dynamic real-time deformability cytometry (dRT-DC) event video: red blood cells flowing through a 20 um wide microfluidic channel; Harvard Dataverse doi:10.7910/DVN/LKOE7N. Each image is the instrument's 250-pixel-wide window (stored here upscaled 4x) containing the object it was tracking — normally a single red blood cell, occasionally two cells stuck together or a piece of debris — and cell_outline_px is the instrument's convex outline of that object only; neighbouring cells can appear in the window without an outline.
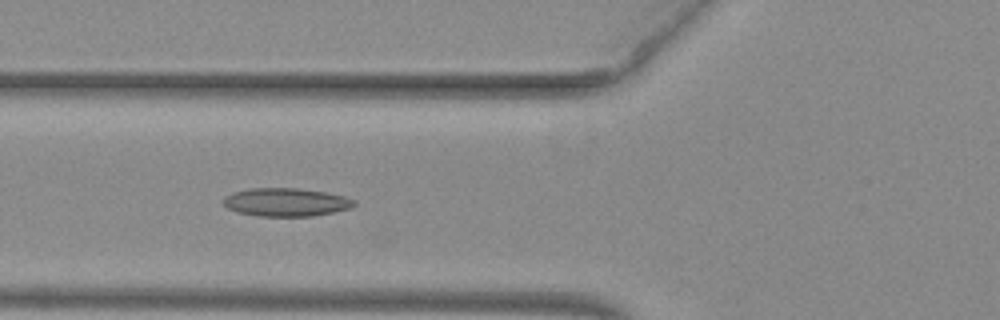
{"species": "common noctule bat (a hibernating species)", "species_latin": "Nyctalus noctula", "temperature_condition": "warm", "stored_images_in_passage": 11, "camera_frame_rate_fps": 3000, "um_per_image_px": 0.085, "animal": {"sex": "female", "body_mass_g": 29.2, "forearm_length_mm": 56.3}, "frame": {"image": 1, "passage_image": 6, "time_ms": 1.667, "image_size_px": [1000, 320], "cell_outline_px": [[356, 204], [352, 208], [312, 216], [256, 216], [236, 212], [228, 208], [224, 204], [224, 196], [232, 192], [252, 188], [296, 188], [324, 192], [344, 196], [356, 200]], "centroid_in_image_um": [24.31, 17.19], "position_along_channel_um": 101.5, "area_um2": 21.56}}
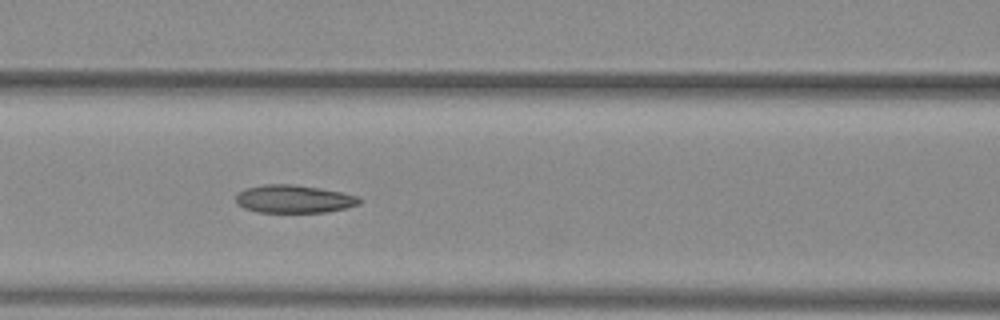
{"frame": {"image": 2, "passage_image": 9, "time_ms": 2.667, "image_size_px": [1000, 320], "cell_outline_px": [[360, 204], [328, 212], [256, 212], [244, 208], [236, 204], [236, 192], [244, 188], [264, 184], [292, 184], [320, 188], [360, 196]], "centroid_in_image_um": [24.93, 16.91], "position_along_channel_um": 141.7, "area_um2": 20.29}}